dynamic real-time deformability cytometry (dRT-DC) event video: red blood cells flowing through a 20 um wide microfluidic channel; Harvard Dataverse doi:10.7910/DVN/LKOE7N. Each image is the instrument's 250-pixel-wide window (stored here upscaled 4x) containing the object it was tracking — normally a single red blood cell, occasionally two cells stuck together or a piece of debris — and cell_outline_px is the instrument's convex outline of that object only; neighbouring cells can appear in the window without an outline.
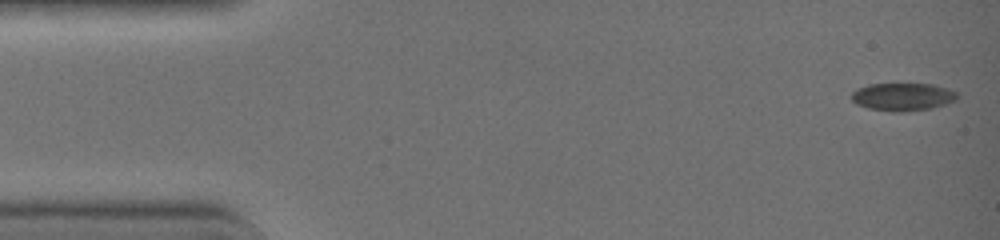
{"species": "common noctule bat (a hibernating species)", "species_latin": "Nyctalus noctula", "temperature_condition": "warm", "stored_images_in_passage": 5, "camera_frame_rate_fps": 3000, "um_per_image_px": 0.085, "animal": {"sex": "female", "body_mass_g": 19.0, "forearm_length_mm": 51.5}, "frame": {"image": 1, "passage_image": 1, "time_ms": 0.0, "image_size_px": [1000, 240], "cell_outline_px": [[956, 100], [944, 104], [928, 108], [872, 108], [856, 104], [852, 100], [852, 92], [868, 84], [932, 84], [956, 92]], "centroid_in_image_um": [76.72, 8.16], "position_along_channel_um": 8.3, "area_um2": 15.72}}
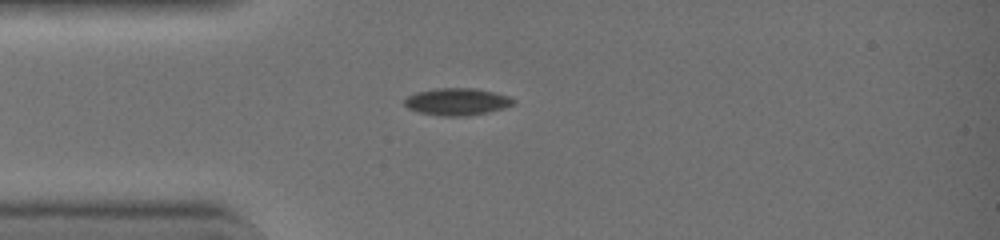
{"frame": {"image": 2, "passage_image": 5, "time_ms": 1.333, "image_size_px": [1000, 240], "cell_outline_px": [[516, 100], [512, 104], [500, 108], [484, 112], [464, 116], [444, 116], [420, 112], [408, 108], [404, 104], [404, 100], [408, 96], [416, 92], [436, 88], [476, 88], [508, 96]], "centroid_in_image_um": [38.79, 8.63], "position_along_channel_um": 46.2, "area_um2": 16.82}}